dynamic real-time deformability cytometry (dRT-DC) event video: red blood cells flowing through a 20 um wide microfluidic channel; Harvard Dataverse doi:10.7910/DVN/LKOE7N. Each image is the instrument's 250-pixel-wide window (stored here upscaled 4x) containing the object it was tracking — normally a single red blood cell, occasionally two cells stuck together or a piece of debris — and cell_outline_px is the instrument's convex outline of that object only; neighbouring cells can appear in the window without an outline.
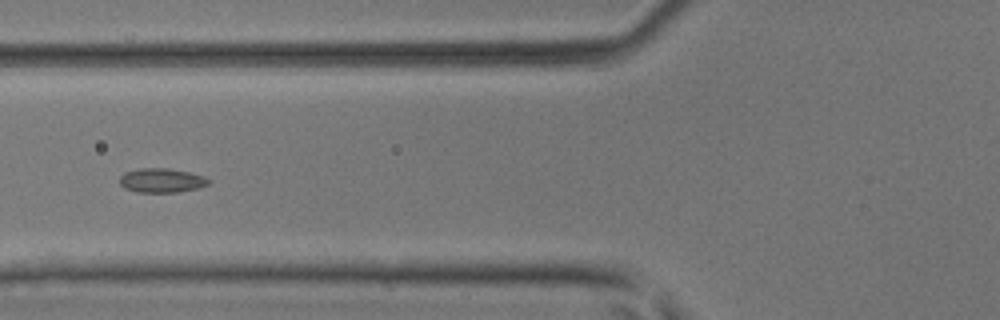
{"species": "common noctule bat (a hibernating species)", "species_latin": "Nyctalus noctula", "temperature_condition": "room temperature", "stored_images_in_passage": 8, "camera_frame_rate_fps": 3000, "um_per_image_px": 0.085, "animal": {"sex": "male", "body_mass_g": 17.9, "forearm_length_mm": 54.2}, "frame": {"image": 1, "passage_image": 7, "time_ms": 7.0, "image_size_px": [1000, 320], "cell_outline_px": [[212, 180], [208, 184], [200, 188], [180, 192], [136, 192], [124, 188], [120, 184], [120, 176], [124, 172], [140, 168], [168, 168], [188, 172], [204, 176]], "centroid_in_image_um": [13.75, 15.34], "position_along_channel_um": 112.1, "area_um2": 12.72}}
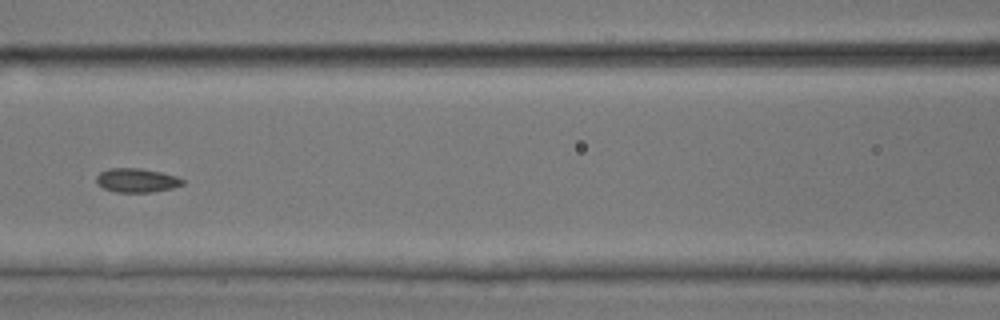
{"frame": {"image": 2, "passage_image": 8, "time_ms": 8.0, "image_size_px": [1000, 320], "cell_outline_px": [[184, 184], [172, 188], [152, 192], [116, 192], [104, 188], [96, 184], [96, 176], [100, 172], [108, 168], [140, 168], [160, 172], [176, 176], [184, 180]], "centroid_in_image_um": [11.59, 15.32], "position_along_channel_um": 155.0, "area_um2": 12.08}}